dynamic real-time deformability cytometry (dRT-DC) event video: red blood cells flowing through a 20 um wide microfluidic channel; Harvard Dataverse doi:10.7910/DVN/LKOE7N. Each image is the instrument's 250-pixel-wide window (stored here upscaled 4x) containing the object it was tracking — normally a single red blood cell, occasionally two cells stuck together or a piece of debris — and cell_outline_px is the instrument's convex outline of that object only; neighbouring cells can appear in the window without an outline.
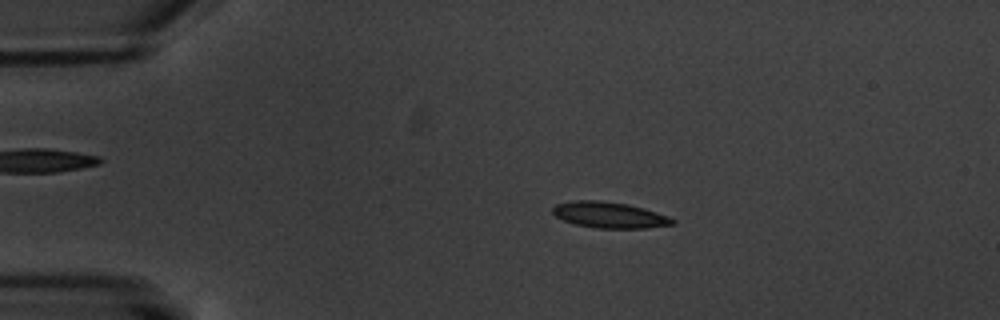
{"species": "common noctule bat (a hibernating species)", "species_latin": "Nyctalus noctula", "temperature_condition": "warm", "stored_images_in_passage": 3, "camera_frame_rate_fps": 3000, "um_per_image_px": 0.085, "animal": {"sex": "male", "body_mass_g": 20.1, "forearm_length_mm": 53.5}, "frame": {"image": 1, "passage_image": 2, "time_ms": 1.0, "image_size_px": [1000, 320], "cell_outline_px": [[676, 220], [672, 224], [648, 228], [596, 228], [576, 224], [564, 220], [556, 216], [552, 212], [552, 208], [556, 204], [572, 200], [600, 200], [628, 204], [644, 208], [668, 216]], "centroid_in_image_um": [51.79, 18.26], "position_along_channel_um": 33.2, "area_um2": 18.15}}